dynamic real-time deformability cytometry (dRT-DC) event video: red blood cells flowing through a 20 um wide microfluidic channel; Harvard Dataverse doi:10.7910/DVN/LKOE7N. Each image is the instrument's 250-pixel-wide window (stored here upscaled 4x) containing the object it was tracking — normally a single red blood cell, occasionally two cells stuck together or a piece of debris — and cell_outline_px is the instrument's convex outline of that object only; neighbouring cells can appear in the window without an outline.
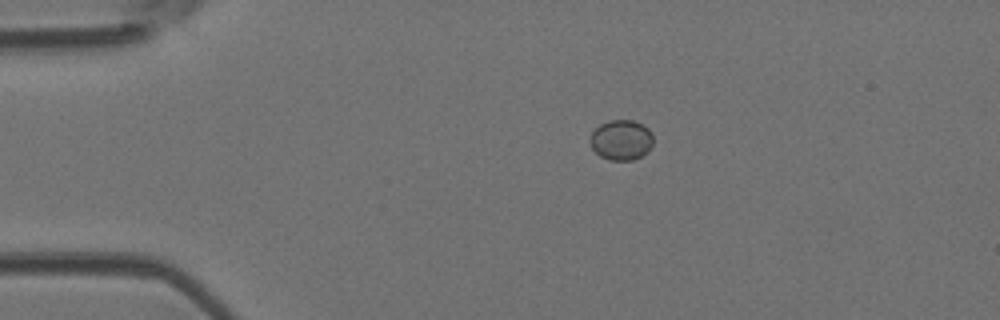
{"species": "Egyptian fruit bat (a non-hibernating species)", "species_latin": "Rousettus aegyptiacus", "temperature_condition": "room temperature", "stored_images_in_passage": 3, "camera_frame_rate_fps": 3000, "um_per_image_px": 0.085, "animal": {"sex": "female"}, "frame": {"image": 1, "passage_image": 2, "time_ms": 0.333, "image_size_px": [1000, 320], "cell_outline_px": [[652, 144], [648, 152], [632, 160], [608, 160], [600, 156], [592, 148], [592, 132], [600, 124], [608, 120], [632, 120], [648, 128], [652, 132]], "centroid_in_image_um": [52.82, 11.9], "position_along_channel_um": 32.2, "area_um2": 14.62}}